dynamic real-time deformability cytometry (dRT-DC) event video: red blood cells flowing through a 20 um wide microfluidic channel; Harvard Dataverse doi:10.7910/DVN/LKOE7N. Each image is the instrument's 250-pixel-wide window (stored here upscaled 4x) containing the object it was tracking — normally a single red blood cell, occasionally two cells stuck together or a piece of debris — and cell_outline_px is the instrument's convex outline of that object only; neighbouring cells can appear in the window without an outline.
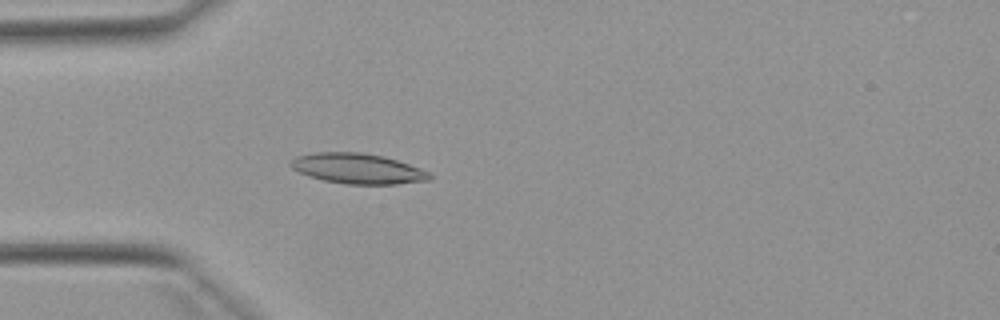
{"species": "Egyptian fruit bat (a non-hibernating species)", "species_latin": "Rousettus aegyptiacus", "temperature_condition": "warm", "stored_images_in_passage": 23, "camera_frame_rate_fps": 3000, "um_per_image_px": 0.085, "animal": {"sex": "female"}, "frame": {"image": 1, "passage_image": 10, "time_ms": 3.0, "image_size_px": [1000, 320], "cell_outline_px": [[432, 176], [428, 180], [396, 184], [344, 184], [324, 180], [308, 176], [292, 168], [288, 164], [288, 160], [296, 156], [316, 152], [360, 152], [384, 156], [408, 164], [428, 172]], "centroid_in_image_um": [30.33, 14.32], "position_along_channel_um": 54.7, "area_um2": 24.45}}
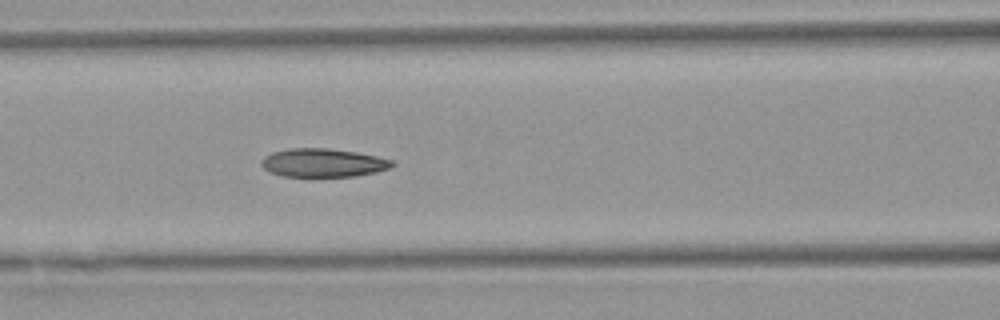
{"frame": {"image": 2, "passage_image": 17, "time_ms": 5.333, "image_size_px": [1000, 320], "cell_outline_px": [[396, 164], [392, 168], [376, 172], [356, 176], [312, 180], [308, 180], [280, 176], [268, 172], [260, 164], [260, 160], [264, 156], [272, 152], [288, 148], [328, 148], [356, 152], [376, 156], [392, 160]], "centroid_in_image_um": [27.41, 13.9], "position_along_channel_um": 139.2, "area_um2": 23.06}}
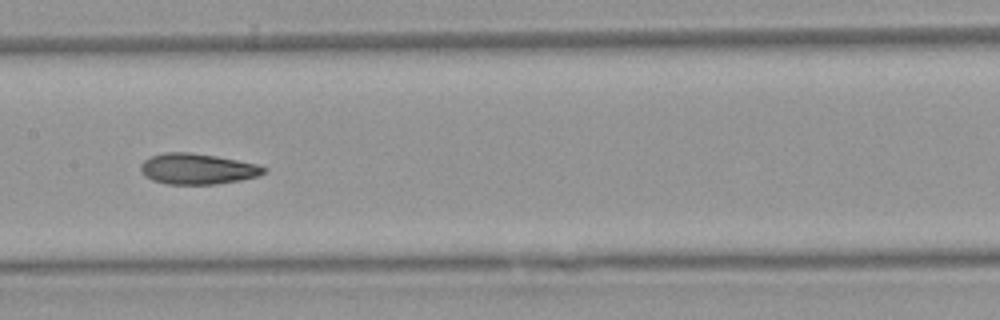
{"frame": {"image": 3, "passage_image": 21, "time_ms": 6.667, "image_size_px": [1000, 320], "cell_outline_px": [[268, 168], [260, 176], [240, 180], [216, 184], [168, 184], [152, 180], [144, 176], [140, 172], [140, 164], [144, 160], [152, 156], [164, 152], [188, 152], [216, 156], [256, 164]], "centroid_in_image_um": [16.76, 14.36], "position_along_channel_um": 190.6, "area_um2": 22.08}}